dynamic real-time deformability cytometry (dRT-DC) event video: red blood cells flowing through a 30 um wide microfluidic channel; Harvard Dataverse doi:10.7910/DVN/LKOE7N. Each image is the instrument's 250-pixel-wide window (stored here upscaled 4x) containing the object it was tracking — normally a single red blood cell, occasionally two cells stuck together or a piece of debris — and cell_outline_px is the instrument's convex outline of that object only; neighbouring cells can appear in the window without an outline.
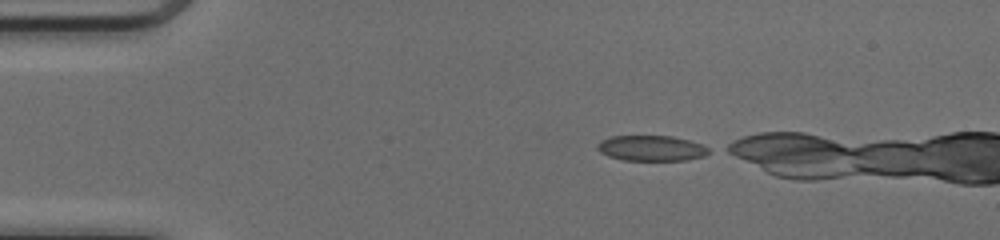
{"species": "common noctule bat (a hibernating species)", "species_latin": "Nyctalus noctula", "temperature_condition": "cold", "stored_images_in_passage": 5, "camera_frame_rate_fps": 3000, "um_per_image_px": 0.085, "animal": {"sex": "female", "body_mass_g": 17.0, "forearm_length_mm": 48.0}, "frame": {"image": 1, "passage_image": 1, "time_ms": 0.0, "image_size_px": [1000, 240], "cell_outline_px": [[712, 152], [704, 156], [688, 160], [624, 160], [608, 156], [600, 152], [596, 148], [596, 144], [600, 140], [612, 136], [672, 136], [704, 144], [712, 148]], "centroid_in_image_um": [55.41, 12.59], "position_along_channel_um": 29.6, "area_um2": 16.82}}